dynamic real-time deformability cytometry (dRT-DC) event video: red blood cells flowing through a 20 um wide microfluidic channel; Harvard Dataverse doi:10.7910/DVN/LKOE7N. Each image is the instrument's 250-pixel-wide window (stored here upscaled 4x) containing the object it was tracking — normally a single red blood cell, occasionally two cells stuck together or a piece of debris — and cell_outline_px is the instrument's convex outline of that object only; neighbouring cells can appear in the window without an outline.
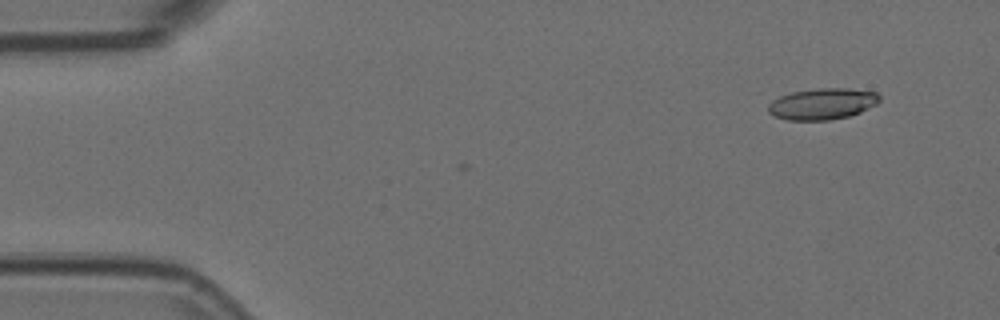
{"species": "Egyptian fruit bat (a non-hibernating species)", "species_latin": "Rousettus aegyptiacus", "temperature_condition": "room temperature", "stored_images_in_passage": 4, "camera_frame_rate_fps": 3000, "um_per_image_px": 0.085, "animal": {"sex": "female"}, "frame": {"image": 1, "passage_image": 1, "time_ms": 0.0, "image_size_px": [1000, 320], "cell_outline_px": [[880, 100], [876, 104], [860, 112], [848, 116], [828, 120], [788, 120], [776, 116], [768, 112], [768, 104], [772, 100], [780, 96], [792, 92], [816, 88], [848, 88], [876, 92], [880, 96]], "centroid_in_image_um": [69.9, 8.82], "position_along_channel_um": 15.1, "area_um2": 20.23}}
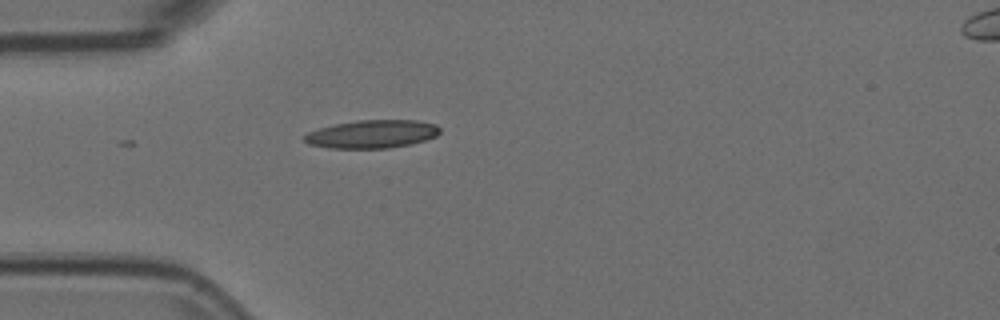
{"frame": {"image": 2, "passage_image": 4, "time_ms": 1.0, "image_size_px": [1000, 320], "cell_outline_px": [[440, 132], [436, 136], [424, 140], [408, 144], [388, 148], [328, 148], [308, 144], [304, 140], [304, 136], [308, 132], [320, 128], [336, 124], [356, 120], [416, 120], [436, 124], [440, 128]], "centroid_in_image_um": [31.62, 11.39], "position_along_channel_um": 53.4, "area_um2": 22.08}}